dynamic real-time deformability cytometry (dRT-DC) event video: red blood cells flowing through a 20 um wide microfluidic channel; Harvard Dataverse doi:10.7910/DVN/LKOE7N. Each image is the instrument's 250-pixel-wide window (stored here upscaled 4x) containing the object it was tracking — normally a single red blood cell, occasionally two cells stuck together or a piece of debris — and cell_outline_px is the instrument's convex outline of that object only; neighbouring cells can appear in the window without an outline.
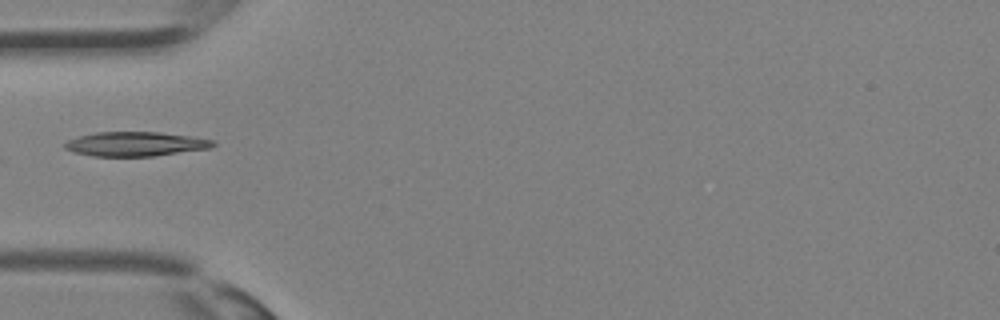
{"species": "Egyptian fruit bat (a non-hibernating species)", "species_latin": "Rousettus aegyptiacus", "temperature_condition": "room temperature", "stored_images_in_passage": 22, "camera_frame_rate_fps": 3000, "um_per_image_px": 0.085, "animal": {"sex": "female"}, "frame": {"image": 1, "passage_image": 1, "time_ms": 0.0, "image_size_px": [1000, 320], "cell_outline_px": [[216, 144], [212, 148], [152, 156], [92, 156], [72, 152], [64, 148], [64, 144], [68, 140], [80, 136], [96, 132], [160, 132], [188, 136], [212, 140]], "centroid_in_image_um": [11.49, 12.24], "position_along_channel_um": 73.5, "area_um2": 20.92}}
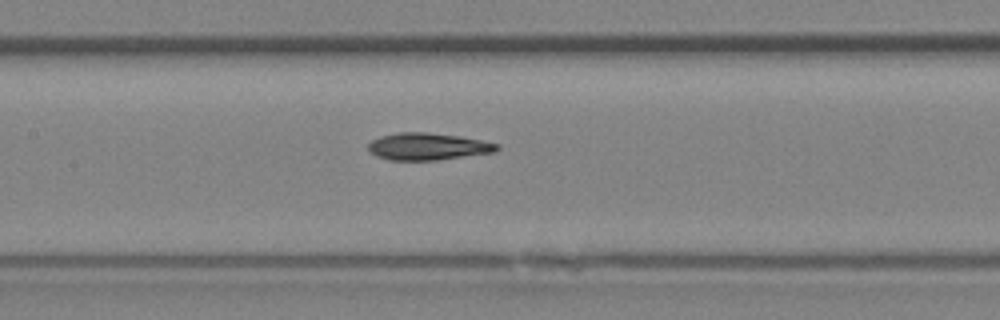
{"frame": {"image": 2, "passage_image": 6, "time_ms": 1.667, "image_size_px": [1000, 320], "cell_outline_px": [[500, 148], [496, 152], [436, 160], [388, 160], [376, 156], [368, 152], [368, 144], [372, 140], [380, 136], [396, 132], [428, 132], [460, 136], [500, 144]], "centroid_in_image_um": [36.35, 12.45], "position_along_channel_um": 171.1, "area_um2": 20.52}}
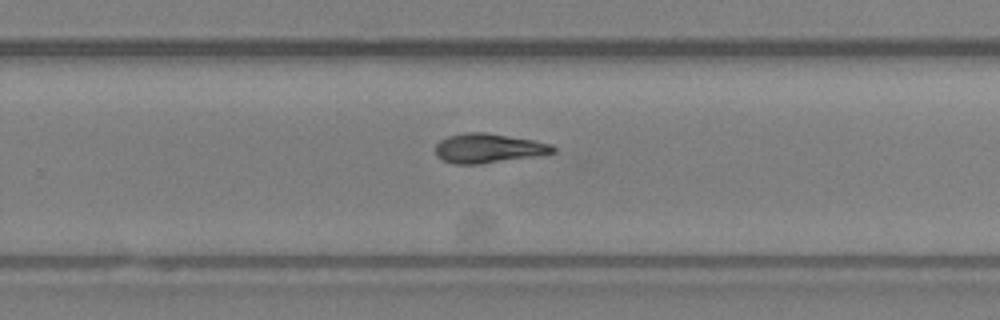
{"frame": {"image": 3, "passage_image": 12, "time_ms": 3.667, "image_size_px": [1000, 320], "cell_outline_px": [[556, 152], [544, 156], [480, 164], [456, 164], [444, 160], [436, 156], [436, 144], [440, 140], [448, 136], [464, 132], [484, 132], [532, 140], [552, 144], [556, 148]], "centroid_in_image_um": [41.57, 12.61], "position_along_channel_um": 288.2, "area_um2": 20.4}}